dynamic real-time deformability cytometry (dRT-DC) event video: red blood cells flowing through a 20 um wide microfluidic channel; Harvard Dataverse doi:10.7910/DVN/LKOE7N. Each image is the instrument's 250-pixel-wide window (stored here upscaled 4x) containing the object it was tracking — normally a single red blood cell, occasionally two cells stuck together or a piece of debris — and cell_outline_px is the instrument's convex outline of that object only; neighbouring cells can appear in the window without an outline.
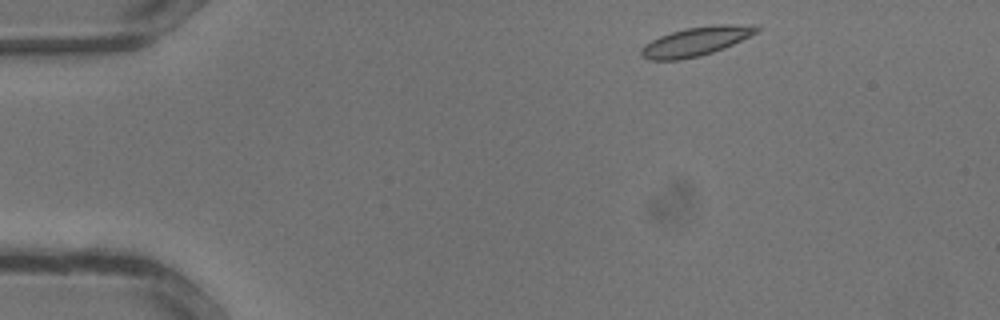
{"species": "common noctule bat (a hibernating species)", "species_latin": "Nyctalus noctula", "temperature_condition": "warm", "stored_images_in_passage": 30, "camera_frame_rate_fps": 3000, "um_per_image_px": 0.085, "animal": {"sex": "male", "body_mass_g": 13.3}, "frame": {"image": 1, "passage_image": 2, "time_ms": 0.333, "image_size_px": [1000, 320], "cell_outline_px": [[760, 28], [756, 32], [724, 48], [700, 56], [680, 60], [648, 60], [640, 56], [640, 48], [644, 44], [660, 36], [684, 28], [712, 24], [728, 24]], "centroid_in_image_um": [59.02, 3.54], "position_along_channel_um": 26.0, "area_um2": 19.19}}
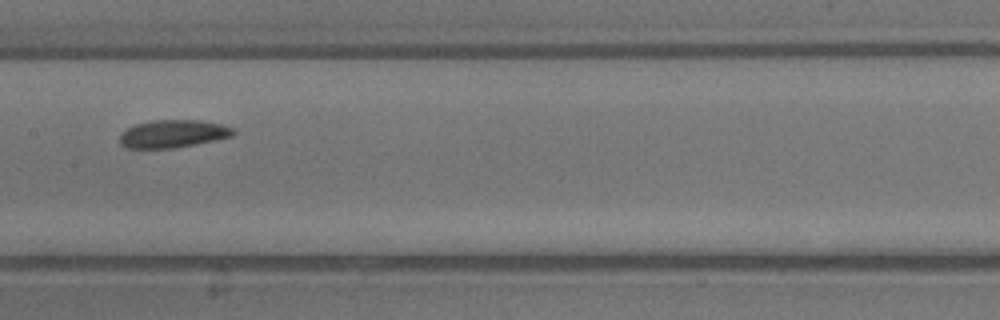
{"frame": {"image": 2, "passage_image": 14, "time_ms": 4.333, "image_size_px": [1000, 320], "cell_outline_px": [[236, 132], [232, 136], [216, 140], [176, 148], [124, 148], [120, 144], [120, 132], [136, 124], [152, 120], [196, 120], [220, 124], [232, 128]], "centroid_in_image_um": [14.67, 11.38], "position_along_channel_um": 192.7, "area_um2": 18.38}}
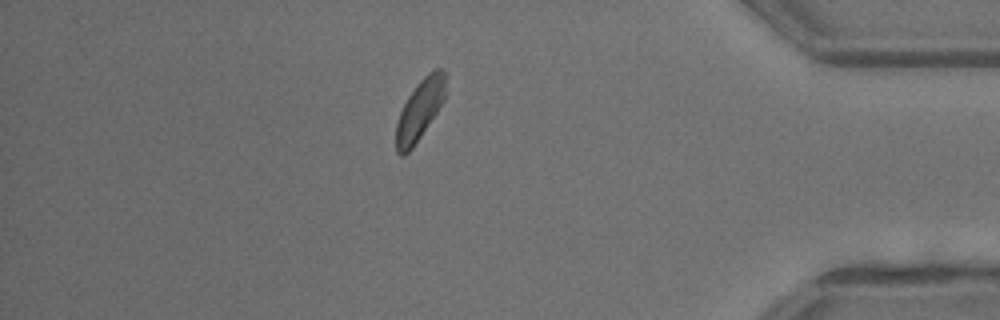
{"frame": {"image": 3, "passage_image": 26, "time_ms": 8.333, "image_size_px": [1000, 320], "cell_outline_px": [[448, 76], [444, 100], [412, 148], [404, 156], [400, 156], [396, 152], [396, 124], [400, 112], [408, 96], [416, 84], [428, 72], [436, 68], [440, 68]], "centroid_in_image_um": [35.69, 9.3], "position_along_channel_um": 399.5, "area_um2": 17.4}}